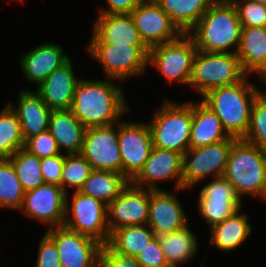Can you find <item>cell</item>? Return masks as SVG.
<instances>
[{"label": "cell", "instance_id": "6da1fadb", "mask_svg": "<svg viewBox=\"0 0 266 267\" xmlns=\"http://www.w3.org/2000/svg\"><path fill=\"white\" fill-rule=\"evenodd\" d=\"M113 81L80 79L77 83L70 110L86 128L119 123L130 111L121 86Z\"/></svg>", "mask_w": 266, "mask_h": 267}, {"label": "cell", "instance_id": "7a4b0ae2", "mask_svg": "<svg viewBox=\"0 0 266 267\" xmlns=\"http://www.w3.org/2000/svg\"><path fill=\"white\" fill-rule=\"evenodd\" d=\"M241 32L242 24L233 1L216 0L187 34L199 51L237 53ZM234 47L235 50L231 51Z\"/></svg>", "mask_w": 266, "mask_h": 267}, {"label": "cell", "instance_id": "3957f363", "mask_svg": "<svg viewBox=\"0 0 266 267\" xmlns=\"http://www.w3.org/2000/svg\"><path fill=\"white\" fill-rule=\"evenodd\" d=\"M246 77L236 84L208 91L201 100L220 119L226 132L243 139L248 132L255 98L262 92Z\"/></svg>", "mask_w": 266, "mask_h": 267}, {"label": "cell", "instance_id": "277c9868", "mask_svg": "<svg viewBox=\"0 0 266 267\" xmlns=\"http://www.w3.org/2000/svg\"><path fill=\"white\" fill-rule=\"evenodd\" d=\"M223 177L241 199L252 195L266 200V151L237 139L230 149Z\"/></svg>", "mask_w": 266, "mask_h": 267}, {"label": "cell", "instance_id": "5b68a950", "mask_svg": "<svg viewBox=\"0 0 266 267\" xmlns=\"http://www.w3.org/2000/svg\"><path fill=\"white\" fill-rule=\"evenodd\" d=\"M148 125L154 147L173 150L182 155L190 148L193 103H175L164 97Z\"/></svg>", "mask_w": 266, "mask_h": 267}, {"label": "cell", "instance_id": "8992f818", "mask_svg": "<svg viewBox=\"0 0 266 267\" xmlns=\"http://www.w3.org/2000/svg\"><path fill=\"white\" fill-rule=\"evenodd\" d=\"M248 75L237 53H210L197 50L189 85L202 97L210 90L236 84Z\"/></svg>", "mask_w": 266, "mask_h": 267}, {"label": "cell", "instance_id": "52a82bcc", "mask_svg": "<svg viewBox=\"0 0 266 267\" xmlns=\"http://www.w3.org/2000/svg\"><path fill=\"white\" fill-rule=\"evenodd\" d=\"M68 193H66L64 226L106 245L110 238L107 205L96 198L74 191L70 206Z\"/></svg>", "mask_w": 266, "mask_h": 267}, {"label": "cell", "instance_id": "ba28073f", "mask_svg": "<svg viewBox=\"0 0 266 267\" xmlns=\"http://www.w3.org/2000/svg\"><path fill=\"white\" fill-rule=\"evenodd\" d=\"M196 45L188 34L174 41L149 48L148 64L159 70L169 82L189 85Z\"/></svg>", "mask_w": 266, "mask_h": 267}, {"label": "cell", "instance_id": "9c48e42d", "mask_svg": "<svg viewBox=\"0 0 266 267\" xmlns=\"http://www.w3.org/2000/svg\"><path fill=\"white\" fill-rule=\"evenodd\" d=\"M87 50L102 65L105 76L117 81L143 74L148 65L146 45H88Z\"/></svg>", "mask_w": 266, "mask_h": 267}, {"label": "cell", "instance_id": "30bf717a", "mask_svg": "<svg viewBox=\"0 0 266 267\" xmlns=\"http://www.w3.org/2000/svg\"><path fill=\"white\" fill-rule=\"evenodd\" d=\"M236 140L231 136L216 144L189 148L183 154L182 189L193 187L208 176H223L230 149Z\"/></svg>", "mask_w": 266, "mask_h": 267}, {"label": "cell", "instance_id": "8fae6325", "mask_svg": "<svg viewBox=\"0 0 266 267\" xmlns=\"http://www.w3.org/2000/svg\"><path fill=\"white\" fill-rule=\"evenodd\" d=\"M81 154L93 170L113 171L122 174L118 123L87 128Z\"/></svg>", "mask_w": 266, "mask_h": 267}, {"label": "cell", "instance_id": "7c38bea8", "mask_svg": "<svg viewBox=\"0 0 266 267\" xmlns=\"http://www.w3.org/2000/svg\"><path fill=\"white\" fill-rule=\"evenodd\" d=\"M46 234L58 249L61 267H99L102 244L98 241L64 225L47 229Z\"/></svg>", "mask_w": 266, "mask_h": 267}, {"label": "cell", "instance_id": "4fadbf2b", "mask_svg": "<svg viewBox=\"0 0 266 267\" xmlns=\"http://www.w3.org/2000/svg\"><path fill=\"white\" fill-rule=\"evenodd\" d=\"M122 121L118 123L122 174L131 181L149 158L152 135L148 123Z\"/></svg>", "mask_w": 266, "mask_h": 267}, {"label": "cell", "instance_id": "5bb4252c", "mask_svg": "<svg viewBox=\"0 0 266 267\" xmlns=\"http://www.w3.org/2000/svg\"><path fill=\"white\" fill-rule=\"evenodd\" d=\"M241 201L233 185L219 176L203 186L197 204L200 216L211 228L241 210Z\"/></svg>", "mask_w": 266, "mask_h": 267}, {"label": "cell", "instance_id": "9a60e30c", "mask_svg": "<svg viewBox=\"0 0 266 267\" xmlns=\"http://www.w3.org/2000/svg\"><path fill=\"white\" fill-rule=\"evenodd\" d=\"M65 206L66 192L62 187L45 183L24 193L19 210L50 229L64 225Z\"/></svg>", "mask_w": 266, "mask_h": 267}, {"label": "cell", "instance_id": "2e32d148", "mask_svg": "<svg viewBox=\"0 0 266 267\" xmlns=\"http://www.w3.org/2000/svg\"><path fill=\"white\" fill-rule=\"evenodd\" d=\"M150 190L131 182L107 205L110 234L121 227L145 225L149 218Z\"/></svg>", "mask_w": 266, "mask_h": 267}, {"label": "cell", "instance_id": "e0dca14e", "mask_svg": "<svg viewBox=\"0 0 266 267\" xmlns=\"http://www.w3.org/2000/svg\"><path fill=\"white\" fill-rule=\"evenodd\" d=\"M130 15L148 48L174 41L183 34L155 0H143Z\"/></svg>", "mask_w": 266, "mask_h": 267}, {"label": "cell", "instance_id": "ac0fdd59", "mask_svg": "<svg viewBox=\"0 0 266 267\" xmlns=\"http://www.w3.org/2000/svg\"><path fill=\"white\" fill-rule=\"evenodd\" d=\"M182 169L181 153L153 146L143 168L130 182L140 188L161 190L156 183L174 180L175 190L183 191Z\"/></svg>", "mask_w": 266, "mask_h": 267}, {"label": "cell", "instance_id": "d6986e66", "mask_svg": "<svg viewBox=\"0 0 266 267\" xmlns=\"http://www.w3.org/2000/svg\"><path fill=\"white\" fill-rule=\"evenodd\" d=\"M180 200L165 190H150L149 218L147 225L155 236L165 235L188 226Z\"/></svg>", "mask_w": 266, "mask_h": 267}, {"label": "cell", "instance_id": "ffe728a7", "mask_svg": "<svg viewBox=\"0 0 266 267\" xmlns=\"http://www.w3.org/2000/svg\"><path fill=\"white\" fill-rule=\"evenodd\" d=\"M71 58L37 86L36 93L51 110H70L77 83Z\"/></svg>", "mask_w": 266, "mask_h": 267}, {"label": "cell", "instance_id": "44dd1931", "mask_svg": "<svg viewBox=\"0 0 266 267\" xmlns=\"http://www.w3.org/2000/svg\"><path fill=\"white\" fill-rule=\"evenodd\" d=\"M89 45H145L130 14H98Z\"/></svg>", "mask_w": 266, "mask_h": 267}, {"label": "cell", "instance_id": "7402d4cb", "mask_svg": "<svg viewBox=\"0 0 266 267\" xmlns=\"http://www.w3.org/2000/svg\"><path fill=\"white\" fill-rule=\"evenodd\" d=\"M69 59L61 45L45 43L22 55L20 68L28 82L32 81L39 86L51 72Z\"/></svg>", "mask_w": 266, "mask_h": 267}, {"label": "cell", "instance_id": "603a6c76", "mask_svg": "<svg viewBox=\"0 0 266 267\" xmlns=\"http://www.w3.org/2000/svg\"><path fill=\"white\" fill-rule=\"evenodd\" d=\"M18 98L17 107L12 106L11 102L8 105L20 121L24 141L47 131L52 110L41 97L36 92L24 89L20 92Z\"/></svg>", "mask_w": 266, "mask_h": 267}, {"label": "cell", "instance_id": "cb8c5ba5", "mask_svg": "<svg viewBox=\"0 0 266 267\" xmlns=\"http://www.w3.org/2000/svg\"><path fill=\"white\" fill-rule=\"evenodd\" d=\"M86 129L71 110H52L48 131L56 140L60 152L81 153Z\"/></svg>", "mask_w": 266, "mask_h": 267}, {"label": "cell", "instance_id": "d4e9b609", "mask_svg": "<svg viewBox=\"0 0 266 267\" xmlns=\"http://www.w3.org/2000/svg\"><path fill=\"white\" fill-rule=\"evenodd\" d=\"M230 137L220 119L208 106L201 100L193 102L190 148L216 144Z\"/></svg>", "mask_w": 266, "mask_h": 267}, {"label": "cell", "instance_id": "484cf974", "mask_svg": "<svg viewBox=\"0 0 266 267\" xmlns=\"http://www.w3.org/2000/svg\"><path fill=\"white\" fill-rule=\"evenodd\" d=\"M237 211L220 223L210 228V244L221 251H233L238 248L251 234L248 215Z\"/></svg>", "mask_w": 266, "mask_h": 267}, {"label": "cell", "instance_id": "4316f807", "mask_svg": "<svg viewBox=\"0 0 266 267\" xmlns=\"http://www.w3.org/2000/svg\"><path fill=\"white\" fill-rule=\"evenodd\" d=\"M171 21L187 34L216 0H155Z\"/></svg>", "mask_w": 266, "mask_h": 267}, {"label": "cell", "instance_id": "83f0119b", "mask_svg": "<svg viewBox=\"0 0 266 267\" xmlns=\"http://www.w3.org/2000/svg\"><path fill=\"white\" fill-rule=\"evenodd\" d=\"M237 55L248 75L256 73L266 62V27H242Z\"/></svg>", "mask_w": 266, "mask_h": 267}, {"label": "cell", "instance_id": "f1b7e54d", "mask_svg": "<svg viewBox=\"0 0 266 267\" xmlns=\"http://www.w3.org/2000/svg\"><path fill=\"white\" fill-rule=\"evenodd\" d=\"M189 228L186 226L157 237L170 267H180L185 264L198 250V239Z\"/></svg>", "mask_w": 266, "mask_h": 267}, {"label": "cell", "instance_id": "f546056e", "mask_svg": "<svg viewBox=\"0 0 266 267\" xmlns=\"http://www.w3.org/2000/svg\"><path fill=\"white\" fill-rule=\"evenodd\" d=\"M129 182L121 173L93 170L79 192L108 205L122 192Z\"/></svg>", "mask_w": 266, "mask_h": 267}, {"label": "cell", "instance_id": "4dcf8cb0", "mask_svg": "<svg viewBox=\"0 0 266 267\" xmlns=\"http://www.w3.org/2000/svg\"><path fill=\"white\" fill-rule=\"evenodd\" d=\"M155 237L147 224L124 226L110 234L107 244L120 254L136 257Z\"/></svg>", "mask_w": 266, "mask_h": 267}, {"label": "cell", "instance_id": "1f68e13d", "mask_svg": "<svg viewBox=\"0 0 266 267\" xmlns=\"http://www.w3.org/2000/svg\"><path fill=\"white\" fill-rule=\"evenodd\" d=\"M22 127L16 113L6 104L0 111V159L9 158L24 148Z\"/></svg>", "mask_w": 266, "mask_h": 267}, {"label": "cell", "instance_id": "d6a6232c", "mask_svg": "<svg viewBox=\"0 0 266 267\" xmlns=\"http://www.w3.org/2000/svg\"><path fill=\"white\" fill-rule=\"evenodd\" d=\"M8 159L15 169L24 192L45 184L41 172V159L36 155L21 148Z\"/></svg>", "mask_w": 266, "mask_h": 267}, {"label": "cell", "instance_id": "836d02e7", "mask_svg": "<svg viewBox=\"0 0 266 267\" xmlns=\"http://www.w3.org/2000/svg\"><path fill=\"white\" fill-rule=\"evenodd\" d=\"M24 193L11 161L0 159V208L19 210Z\"/></svg>", "mask_w": 266, "mask_h": 267}, {"label": "cell", "instance_id": "e575fe53", "mask_svg": "<svg viewBox=\"0 0 266 267\" xmlns=\"http://www.w3.org/2000/svg\"><path fill=\"white\" fill-rule=\"evenodd\" d=\"M92 171L91 165L81 153L66 154L61 173L62 189L67 193L69 185L74 191H79Z\"/></svg>", "mask_w": 266, "mask_h": 267}, {"label": "cell", "instance_id": "d590c367", "mask_svg": "<svg viewBox=\"0 0 266 267\" xmlns=\"http://www.w3.org/2000/svg\"><path fill=\"white\" fill-rule=\"evenodd\" d=\"M244 141L266 151V93L261 92L252 106L248 132Z\"/></svg>", "mask_w": 266, "mask_h": 267}, {"label": "cell", "instance_id": "8d00e7d4", "mask_svg": "<svg viewBox=\"0 0 266 267\" xmlns=\"http://www.w3.org/2000/svg\"><path fill=\"white\" fill-rule=\"evenodd\" d=\"M242 27H266V5L253 0H232Z\"/></svg>", "mask_w": 266, "mask_h": 267}, {"label": "cell", "instance_id": "74e56055", "mask_svg": "<svg viewBox=\"0 0 266 267\" xmlns=\"http://www.w3.org/2000/svg\"><path fill=\"white\" fill-rule=\"evenodd\" d=\"M24 149L40 159L61 154L56 140L48 130L28 138L25 141Z\"/></svg>", "mask_w": 266, "mask_h": 267}, {"label": "cell", "instance_id": "f35d334b", "mask_svg": "<svg viewBox=\"0 0 266 267\" xmlns=\"http://www.w3.org/2000/svg\"><path fill=\"white\" fill-rule=\"evenodd\" d=\"M136 260L141 267H170L157 237L140 251Z\"/></svg>", "mask_w": 266, "mask_h": 267}, {"label": "cell", "instance_id": "ab89813d", "mask_svg": "<svg viewBox=\"0 0 266 267\" xmlns=\"http://www.w3.org/2000/svg\"><path fill=\"white\" fill-rule=\"evenodd\" d=\"M99 267H141L136 257L120 254L108 244L102 245Z\"/></svg>", "mask_w": 266, "mask_h": 267}, {"label": "cell", "instance_id": "60d3db41", "mask_svg": "<svg viewBox=\"0 0 266 267\" xmlns=\"http://www.w3.org/2000/svg\"><path fill=\"white\" fill-rule=\"evenodd\" d=\"M65 155L59 154L41 159V172L46 184L61 186V173L63 171Z\"/></svg>", "mask_w": 266, "mask_h": 267}, {"label": "cell", "instance_id": "b9f144b4", "mask_svg": "<svg viewBox=\"0 0 266 267\" xmlns=\"http://www.w3.org/2000/svg\"><path fill=\"white\" fill-rule=\"evenodd\" d=\"M38 250L36 267H61L58 249L46 233L39 244Z\"/></svg>", "mask_w": 266, "mask_h": 267}, {"label": "cell", "instance_id": "7bdbcfd3", "mask_svg": "<svg viewBox=\"0 0 266 267\" xmlns=\"http://www.w3.org/2000/svg\"><path fill=\"white\" fill-rule=\"evenodd\" d=\"M108 9H100L99 14H130L143 0H106Z\"/></svg>", "mask_w": 266, "mask_h": 267}, {"label": "cell", "instance_id": "ee69618b", "mask_svg": "<svg viewBox=\"0 0 266 267\" xmlns=\"http://www.w3.org/2000/svg\"><path fill=\"white\" fill-rule=\"evenodd\" d=\"M260 77V80L266 84V62L265 64L255 73Z\"/></svg>", "mask_w": 266, "mask_h": 267}, {"label": "cell", "instance_id": "f6af8a7d", "mask_svg": "<svg viewBox=\"0 0 266 267\" xmlns=\"http://www.w3.org/2000/svg\"><path fill=\"white\" fill-rule=\"evenodd\" d=\"M253 1H256L262 5H266V0H253Z\"/></svg>", "mask_w": 266, "mask_h": 267}, {"label": "cell", "instance_id": "bcb514c9", "mask_svg": "<svg viewBox=\"0 0 266 267\" xmlns=\"http://www.w3.org/2000/svg\"><path fill=\"white\" fill-rule=\"evenodd\" d=\"M203 262H204V260H202V263H201L200 267H204Z\"/></svg>", "mask_w": 266, "mask_h": 267}]
</instances>
